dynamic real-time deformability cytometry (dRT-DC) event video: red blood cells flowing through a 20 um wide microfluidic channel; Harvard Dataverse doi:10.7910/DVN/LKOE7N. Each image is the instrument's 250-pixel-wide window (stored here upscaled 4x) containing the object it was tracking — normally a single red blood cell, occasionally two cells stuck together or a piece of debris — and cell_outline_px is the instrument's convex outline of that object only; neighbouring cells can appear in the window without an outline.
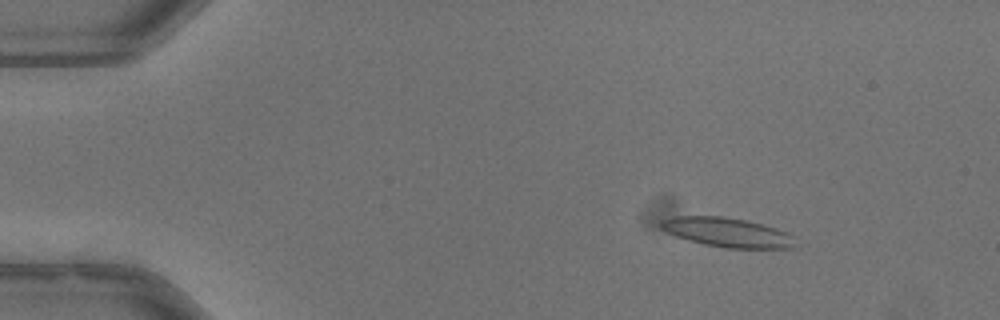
{"species": "common noctule bat (a hibernating species)", "species_latin": "Nyctalus noctula", "temperature_condition": "warm", "stored_images_in_passage": 54, "camera_frame_rate_fps": 3000, "um_per_image_px": 0.085, "animal": {"sex": "male", "body_mass_g": 13.3}, "frame": {"image": 1, "passage_image": 8, "time_ms": 2.333, "image_size_px": [1000, 320], "cell_outline_px": [[792, 248], [724, 248], [704, 244], [676, 236], [660, 228], [660, 224], [664, 220], [676, 216], [720, 216], [744, 220], [776, 228], [788, 232], [792, 236]], "centroid_in_image_um": [61.8, 19.75], "position_along_channel_um": 23.2, "area_um2": 22.48}}
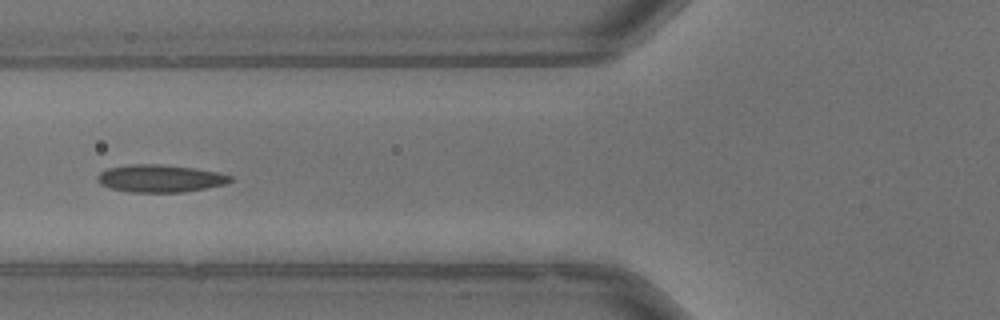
{"frame": {"image": 2, "passage_image": 22, "time_ms": 7.0, "image_size_px": [1000, 320], "cell_outline_px": [[232, 180], [224, 184], [184, 192], [128, 192], [112, 188], [100, 184], [96, 180], [96, 176], [100, 172], [108, 168], [132, 164], [160, 164], [192, 168], [216, 172], [232, 176]], "centroid_in_image_um": [13.56, 15.17], "position_along_channel_um": 112.2, "area_um2": 21.1}}
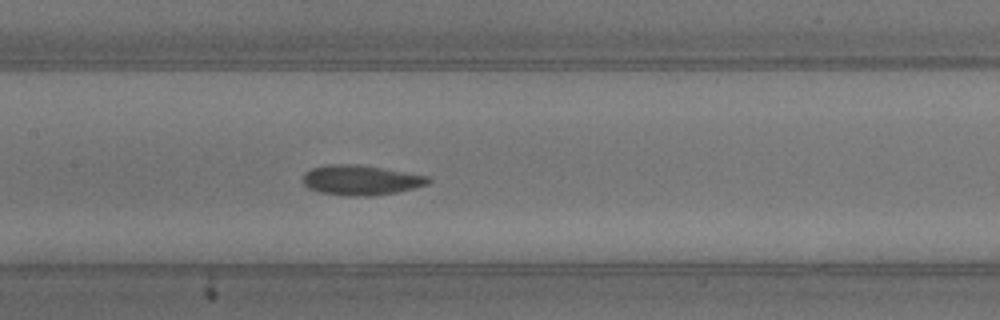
{"frame": {"image": 3, "passage_image": 27, "time_ms": 8.667, "image_size_px": [1000, 320], "cell_outline_px": [[432, 180], [428, 184], [396, 192], [372, 196], [348, 196], [320, 192], [308, 188], [304, 184], [304, 172], [312, 168], [328, 164], [356, 164], [428, 176]], "centroid_in_image_um": [30.65, 15.31], "position_along_channel_um": 176.8, "area_um2": 21.68}, "authors_computed_cell_mechanics": {"area_um2": 21.5305, "velocity_mm_per_s": 3.8657, "shape_relaxation_time_tau1_ms": 8.7271, "shape_relaxation_time_tau2_ms": null, "deformation_change_tau1": 0.1526, "deformation_change_tau2": null}}